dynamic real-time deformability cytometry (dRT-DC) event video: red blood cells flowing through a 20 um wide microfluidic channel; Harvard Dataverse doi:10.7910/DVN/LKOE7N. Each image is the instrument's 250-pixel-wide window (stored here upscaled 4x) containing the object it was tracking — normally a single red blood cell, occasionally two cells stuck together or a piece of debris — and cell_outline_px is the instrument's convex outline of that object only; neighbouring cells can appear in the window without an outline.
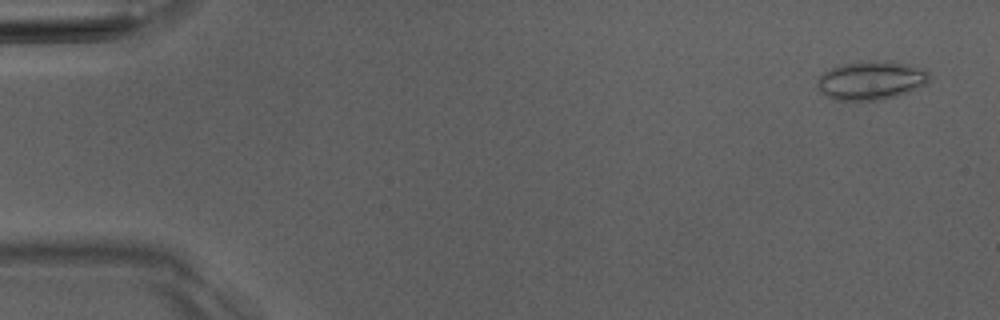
{"species": "Egyptian fruit bat (a non-hibernating species)", "species_latin": "Rousettus aegyptiacus", "temperature_condition": "room temperature", "stored_images_in_passage": 4, "camera_frame_rate_fps": 3000, "um_per_image_px": 0.085, "animal": {"sex": "male"}, "frame": {"image": 1, "passage_image": 1, "time_ms": 0.0, "image_size_px": [1000, 320], "cell_outline_px": [[928, 84], [908, 92], [896, 96], [880, 100], [832, 100], [820, 92], [816, 84], [816, 80], [824, 72], [832, 68], [844, 64], [860, 60], [892, 60], [924, 68], [928, 72]], "centroid_in_image_um": [74.04, 6.82], "position_along_channel_um": 11.0, "area_um2": 25.72}}